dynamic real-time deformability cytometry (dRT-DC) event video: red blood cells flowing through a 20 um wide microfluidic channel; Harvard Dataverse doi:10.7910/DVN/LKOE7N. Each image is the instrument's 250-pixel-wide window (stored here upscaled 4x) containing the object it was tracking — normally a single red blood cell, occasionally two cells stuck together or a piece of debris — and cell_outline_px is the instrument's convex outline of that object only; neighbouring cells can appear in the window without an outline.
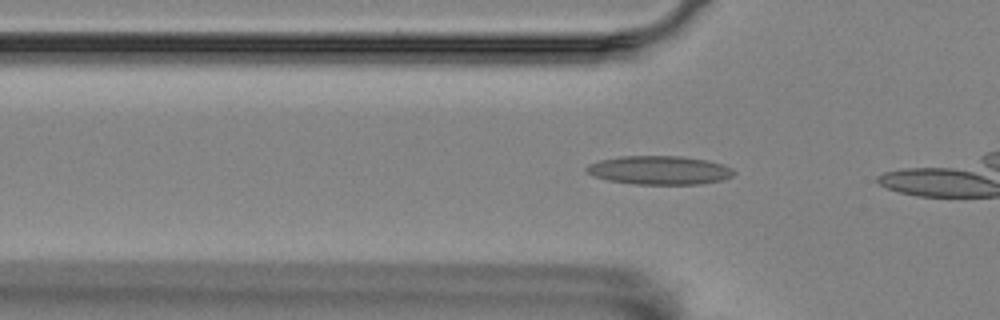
{"species": "Egyptian fruit bat (a non-hibernating species)", "species_latin": "Rousettus aegyptiacus", "temperature_condition": "room temperature", "stored_images_in_passage": 9, "camera_frame_rate_fps": 3000, "um_per_image_px": 0.085, "animal": {"sex": "female"}, "frame": {"image": 1, "passage_image": 6, "time_ms": 1.667, "image_size_px": [1000, 320], "cell_outline_px": [[736, 172], [732, 176], [724, 180], [700, 184], [636, 184], [608, 180], [592, 176], [584, 168], [588, 164], [600, 160], [620, 156], [680, 156], [708, 160], [732, 168]], "centroid_in_image_um": [56.05, 14.47], "position_along_channel_um": 69.8, "area_um2": 24.68}}